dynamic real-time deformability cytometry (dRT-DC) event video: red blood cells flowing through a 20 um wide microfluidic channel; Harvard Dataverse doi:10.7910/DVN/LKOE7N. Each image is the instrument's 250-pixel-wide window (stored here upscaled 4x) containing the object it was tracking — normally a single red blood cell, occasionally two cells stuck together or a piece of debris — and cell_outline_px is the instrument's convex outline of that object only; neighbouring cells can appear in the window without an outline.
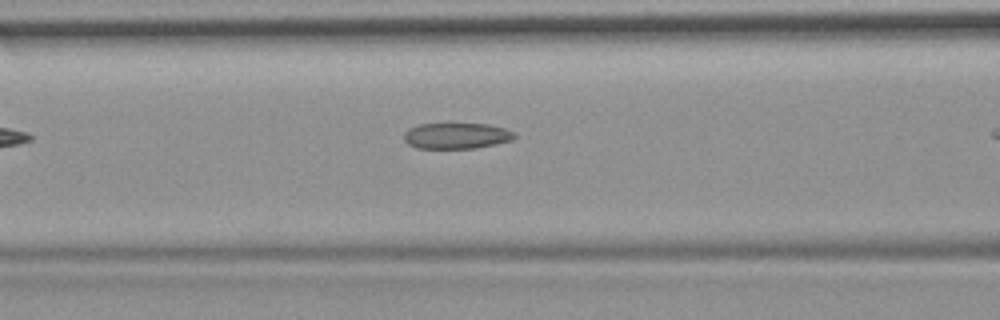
{"species": "common noctule bat (a hibernating species)", "species_latin": "Nyctalus noctula", "temperature_condition": "room temperature", "stored_images_in_passage": 6, "segment_of_instrument_passage": [1, 2], "camera_frame_rate_fps": 3000, "um_per_image_px": 0.085, "animal": {"sex": "female", "body_mass_g": 19.9}, "frame": {"image": 1, "passage_image": 5, "time_ms": 1.333, "image_size_px": [1000, 320], "cell_outline_px": [[516, 136], [512, 140], [476, 148], [416, 148], [408, 144], [404, 140], [404, 132], [408, 128], [420, 124], [488, 124], [504, 128], [516, 132]], "centroid_in_image_um": [38.8, 11.54], "position_along_channel_um": 127.8, "area_um2": 16.7}}